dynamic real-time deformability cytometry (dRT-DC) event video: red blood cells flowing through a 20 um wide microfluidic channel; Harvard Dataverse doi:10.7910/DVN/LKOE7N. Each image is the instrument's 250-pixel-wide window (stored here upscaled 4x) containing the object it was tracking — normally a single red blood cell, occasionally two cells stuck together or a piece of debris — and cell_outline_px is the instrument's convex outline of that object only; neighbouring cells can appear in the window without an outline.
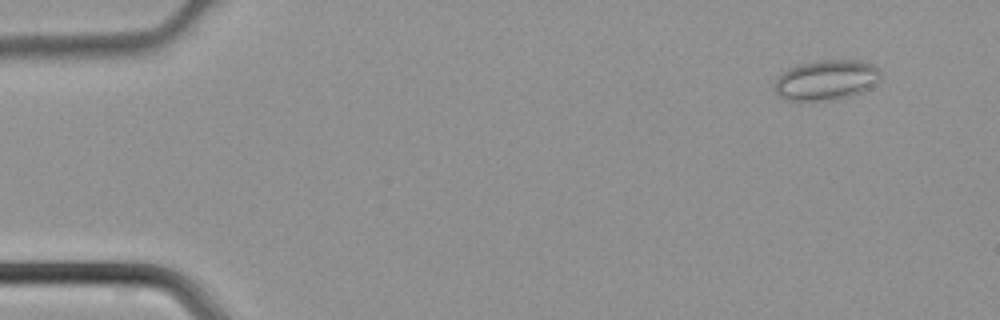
{"species": "common noctule bat (a hibernating species)", "species_latin": "Nyctalus noctula", "temperature_condition": "cold", "stored_images_in_passage": 45, "camera_frame_rate_fps": 3000, "um_per_image_px": 0.085, "animal": {"sex": "male", "body_mass_g": 21.5, "forearm_length_mm": 52.0}, "frame": {"image": 1, "passage_image": 4, "time_ms": 1.0, "image_size_px": [1000, 320], "cell_outline_px": [[880, 76], [868, 88], [860, 92], [824, 100], [788, 100], [780, 96], [776, 92], [776, 80], [788, 68], [800, 64], [816, 60], [860, 60], [872, 64], [880, 72]], "centroid_in_image_um": [70.2, 6.77], "position_along_channel_um": 14.8, "area_um2": 23.99}}
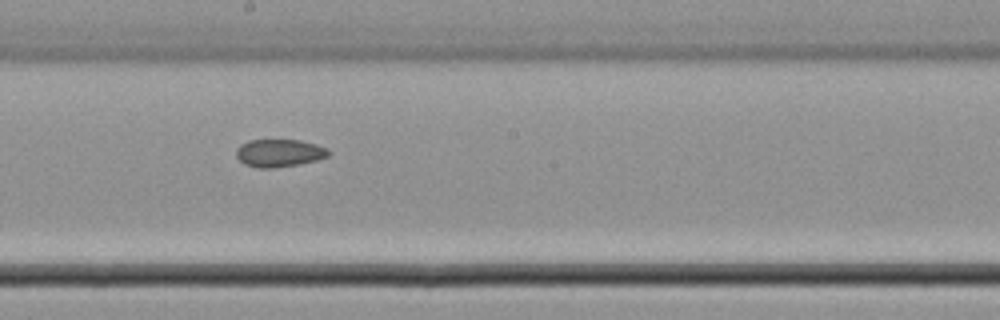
{"frame": {"image": 2, "passage_image": 25, "time_ms": 8.0, "image_size_px": [1000, 320], "cell_outline_px": [[332, 152], [328, 156], [316, 160], [300, 164], [272, 168], [256, 168], [244, 164], [236, 156], [236, 148], [240, 144], [248, 140], [300, 140], [316, 144], [328, 148]], "centroid_in_image_um": [23.74, 13.0], "position_along_channel_um": 224.5, "area_um2": 15.09}}
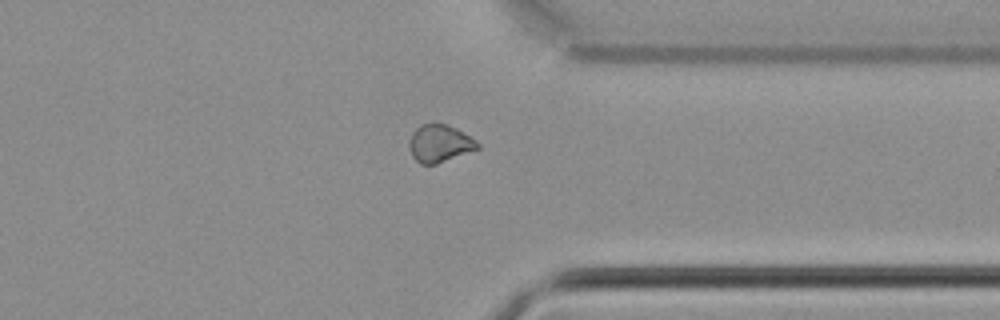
{"frame": {"image": 3, "passage_image": 35, "time_ms": 11.333, "image_size_px": [1000, 320], "cell_outline_px": [[480, 148], [436, 164], [420, 164], [412, 156], [408, 144], [408, 140], [412, 132], [420, 124], [436, 120], [456, 128], [476, 140], [480, 144]], "centroid_in_image_um": [37.34, 12.15], "position_along_channel_um": 374.1, "area_um2": 15.32}}